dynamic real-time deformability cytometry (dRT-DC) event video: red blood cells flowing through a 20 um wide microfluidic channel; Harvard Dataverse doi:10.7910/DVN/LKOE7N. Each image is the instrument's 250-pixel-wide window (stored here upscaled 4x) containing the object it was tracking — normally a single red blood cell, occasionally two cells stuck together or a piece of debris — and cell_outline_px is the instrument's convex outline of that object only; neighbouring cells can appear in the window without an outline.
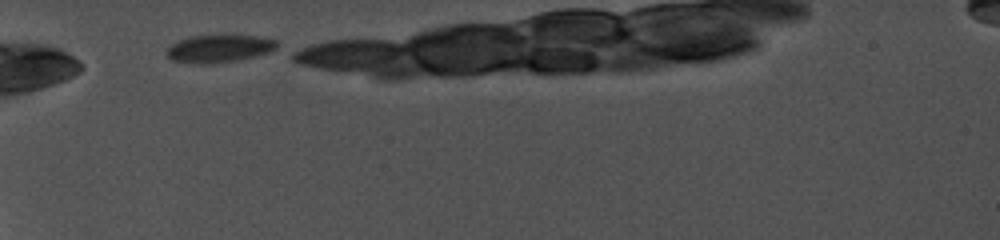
{"species": "common noctule bat (a hibernating species)", "species_latin": "Nyctalus noctula", "temperature_condition": "cold", "stored_images_in_passage": 12, "camera_frame_rate_fps": 5000, "um_per_image_px": 0.085, "animal": {"sex": "female", "body_mass_g": 19.0, "forearm_length_mm": 56.7}, "frame": {"image": 1, "passage_image": 1, "time_ms": 0.0, "image_size_px": [1000, 240], "cell_outline_px": [[276, 48], [268, 52], [240, 60], [208, 64], [196, 64], [172, 60], [168, 56], [168, 48], [172, 44], [180, 40], [192, 36], [220, 32], [224, 32], [256, 36], [276, 40]], "centroid_in_image_um": [18.64, 4.08], "position_along_channel_um": 66.4, "area_um2": 18.32}}
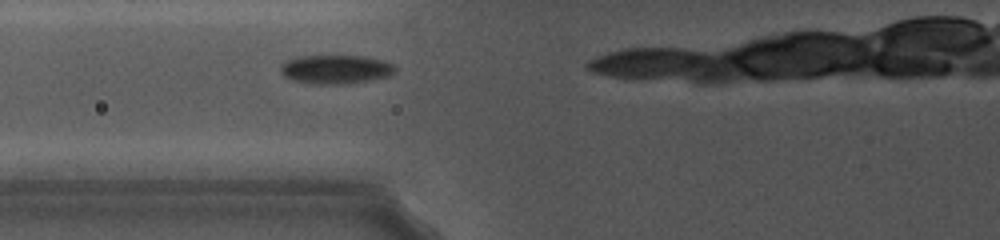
{"frame": {"image": 2, "passage_image": 6, "time_ms": 1.4, "image_size_px": [1000, 240], "cell_outline_px": [[396, 72], [388, 76], [372, 80], [348, 84], [312, 84], [292, 80], [284, 76], [280, 72], [280, 64], [284, 60], [292, 56], [368, 56], [384, 60], [392, 64], [396, 68]], "centroid_in_image_um": [28.5, 5.89], "position_along_channel_um": 97.3, "area_um2": 19.77}}